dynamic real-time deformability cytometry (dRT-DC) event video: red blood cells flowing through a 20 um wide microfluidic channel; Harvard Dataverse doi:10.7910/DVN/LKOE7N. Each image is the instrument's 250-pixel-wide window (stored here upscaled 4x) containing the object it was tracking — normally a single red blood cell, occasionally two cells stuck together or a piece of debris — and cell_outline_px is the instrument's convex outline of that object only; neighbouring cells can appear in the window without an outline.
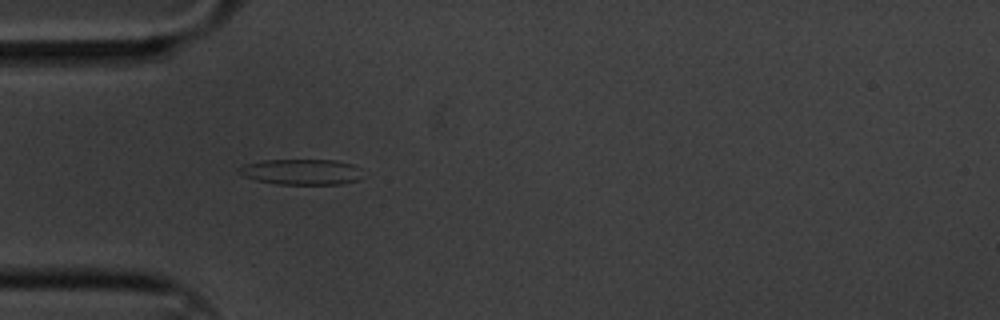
{"species": "common noctule bat (a hibernating species)", "species_latin": "Nyctalus noctula", "temperature_condition": "cold", "stored_images_in_passage": 1, "camera_frame_rate_fps": 3000, "um_per_image_px": 0.085, "animal": {"sex": "male", "body_mass_g": 20.1, "forearm_length_mm": 53.5}, "frame": {"image": 1, "passage_image": 1, "time_ms": 0.0, "image_size_px": [1000, 320], "cell_outline_px": [[360, 180], [340, 184], [276, 184], [256, 180], [244, 176], [236, 168], [244, 164], [264, 160], [336, 160], [352, 164], [360, 168]], "centroid_in_image_um": [25.62, 14.61], "position_along_channel_um": 59.4, "area_um2": 18.5}}